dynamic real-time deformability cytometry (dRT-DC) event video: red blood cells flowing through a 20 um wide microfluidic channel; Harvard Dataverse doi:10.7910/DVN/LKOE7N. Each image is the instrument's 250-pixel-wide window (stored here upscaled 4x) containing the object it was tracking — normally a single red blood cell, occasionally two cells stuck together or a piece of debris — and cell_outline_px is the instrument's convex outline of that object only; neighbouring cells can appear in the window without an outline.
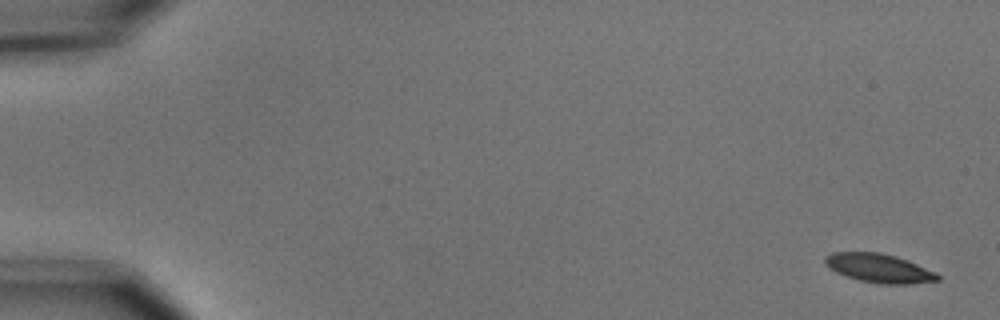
{"species": "common noctule bat (a hibernating species)", "species_latin": "Nyctalus noctula", "temperature_condition": "cold", "stored_images_in_passage": 5, "camera_frame_rate_fps": 3000, "um_per_image_px": 0.085, "animal": {"sex": "male", "body_mass_g": 15.6}, "frame": {"image": 1, "passage_image": 1, "time_ms": 0.0, "image_size_px": [1000, 320], "cell_outline_px": [[940, 280], [908, 284], [876, 284], [860, 280], [836, 272], [828, 268], [824, 264], [824, 256], [832, 252], [880, 252], [896, 256], [908, 260], [936, 272], [940, 276]], "centroid_in_image_um": [74.71, 22.79], "position_along_channel_um": 10.3, "area_um2": 19.07}}
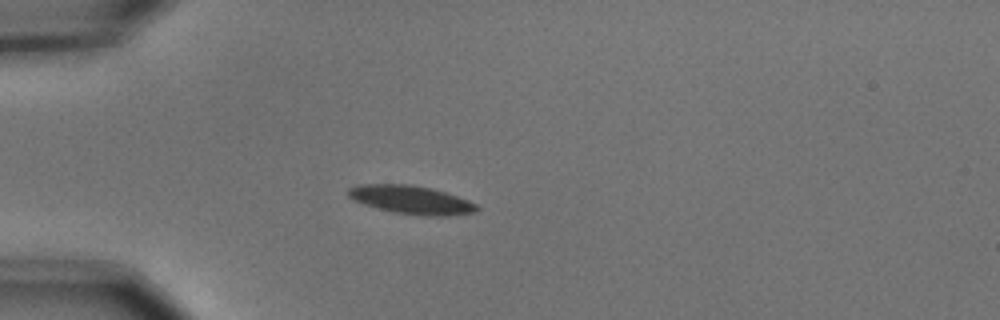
{"frame": {"image": 2, "passage_image": 5, "time_ms": 1.333, "image_size_px": [1000, 320], "cell_outline_px": [[480, 208], [476, 212], [448, 216], [424, 216], [392, 212], [364, 204], [352, 200], [348, 196], [348, 188], [356, 184], [408, 184], [432, 188], [468, 200], [476, 204]], "centroid_in_image_um": [34.94, 16.98], "position_along_channel_um": 50.1, "area_um2": 21.39}}